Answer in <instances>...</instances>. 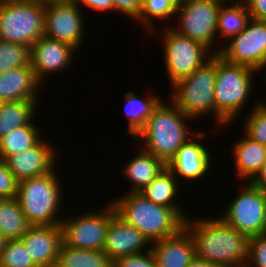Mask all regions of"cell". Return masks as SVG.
Returning a JSON list of instances; mask_svg holds the SVG:
<instances>
[{
    "label": "cell",
    "instance_id": "obj_1",
    "mask_svg": "<svg viewBox=\"0 0 266 267\" xmlns=\"http://www.w3.org/2000/svg\"><path fill=\"white\" fill-rule=\"evenodd\" d=\"M191 222L187 218L184 228L192 236L196 257L222 267H245L249 239L245 234L221 218Z\"/></svg>",
    "mask_w": 266,
    "mask_h": 267
},
{
    "label": "cell",
    "instance_id": "obj_2",
    "mask_svg": "<svg viewBox=\"0 0 266 267\" xmlns=\"http://www.w3.org/2000/svg\"><path fill=\"white\" fill-rule=\"evenodd\" d=\"M111 203L116 214L136 227L151 243L178 234L188 218L181 209L155 204L139 192H126Z\"/></svg>",
    "mask_w": 266,
    "mask_h": 267
},
{
    "label": "cell",
    "instance_id": "obj_3",
    "mask_svg": "<svg viewBox=\"0 0 266 267\" xmlns=\"http://www.w3.org/2000/svg\"><path fill=\"white\" fill-rule=\"evenodd\" d=\"M188 118L190 119L174 103L170 106L161 100L135 137L145 139L146 147L143 150L160 158L167 165L190 139L189 130L184 123Z\"/></svg>",
    "mask_w": 266,
    "mask_h": 267
},
{
    "label": "cell",
    "instance_id": "obj_4",
    "mask_svg": "<svg viewBox=\"0 0 266 267\" xmlns=\"http://www.w3.org/2000/svg\"><path fill=\"white\" fill-rule=\"evenodd\" d=\"M217 75V54L196 69L191 75L184 77L173 85L175 89L172 102L191 119L199 115L215 113L220 124L228 123L215 108L214 87Z\"/></svg>",
    "mask_w": 266,
    "mask_h": 267
},
{
    "label": "cell",
    "instance_id": "obj_5",
    "mask_svg": "<svg viewBox=\"0 0 266 267\" xmlns=\"http://www.w3.org/2000/svg\"><path fill=\"white\" fill-rule=\"evenodd\" d=\"M55 170L39 177L19 181L16 199L31 226L60 225V184ZM56 215V216H55Z\"/></svg>",
    "mask_w": 266,
    "mask_h": 267
},
{
    "label": "cell",
    "instance_id": "obj_6",
    "mask_svg": "<svg viewBox=\"0 0 266 267\" xmlns=\"http://www.w3.org/2000/svg\"><path fill=\"white\" fill-rule=\"evenodd\" d=\"M253 72L256 70L230 63L217 54L215 108L228 123L241 111L250 95Z\"/></svg>",
    "mask_w": 266,
    "mask_h": 267
},
{
    "label": "cell",
    "instance_id": "obj_7",
    "mask_svg": "<svg viewBox=\"0 0 266 267\" xmlns=\"http://www.w3.org/2000/svg\"><path fill=\"white\" fill-rule=\"evenodd\" d=\"M44 16V5L0 0V40L31 48L44 36Z\"/></svg>",
    "mask_w": 266,
    "mask_h": 267
},
{
    "label": "cell",
    "instance_id": "obj_8",
    "mask_svg": "<svg viewBox=\"0 0 266 267\" xmlns=\"http://www.w3.org/2000/svg\"><path fill=\"white\" fill-rule=\"evenodd\" d=\"M237 195L221 219L248 238L266 234V191L248 182Z\"/></svg>",
    "mask_w": 266,
    "mask_h": 267
},
{
    "label": "cell",
    "instance_id": "obj_9",
    "mask_svg": "<svg viewBox=\"0 0 266 267\" xmlns=\"http://www.w3.org/2000/svg\"><path fill=\"white\" fill-rule=\"evenodd\" d=\"M163 35L164 61L171 86L180 79L191 75L206 62L205 60H209L211 57L205 46L178 34L173 27H166Z\"/></svg>",
    "mask_w": 266,
    "mask_h": 267
},
{
    "label": "cell",
    "instance_id": "obj_10",
    "mask_svg": "<svg viewBox=\"0 0 266 267\" xmlns=\"http://www.w3.org/2000/svg\"><path fill=\"white\" fill-rule=\"evenodd\" d=\"M231 39L229 45L213 54L256 71L266 67V21L251 18L246 28Z\"/></svg>",
    "mask_w": 266,
    "mask_h": 267
},
{
    "label": "cell",
    "instance_id": "obj_11",
    "mask_svg": "<svg viewBox=\"0 0 266 267\" xmlns=\"http://www.w3.org/2000/svg\"><path fill=\"white\" fill-rule=\"evenodd\" d=\"M115 213L112 203L105 211L90 212L66 221L62 219V241L77 249L104 250L105 238L111 216Z\"/></svg>",
    "mask_w": 266,
    "mask_h": 267
},
{
    "label": "cell",
    "instance_id": "obj_12",
    "mask_svg": "<svg viewBox=\"0 0 266 267\" xmlns=\"http://www.w3.org/2000/svg\"><path fill=\"white\" fill-rule=\"evenodd\" d=\"M220 6L209 1L178 0L176 12L179 11V24L182 28L178 29L174 26L173 29L210 50L217 35Z\"/></svg>",
    "mask_w": 266,
    "mask_h": 267
},
{
    "label": "cell",
    "instance_id": "obj_13",
    "mask_svg": "<svg viewBox=\"0 0 266 267\" xmlns=\"http://www.w3.org/2000/svg\"><path fill=\"white\" fill-rule=\"evenodd\" d=\"M83 16L71 0H58L45 6L44 36L61 41L75 50L83 39Z\"/></svg>",
    "mask_w": 266,
    "mask_h": 267
},
{
    "label": "cell",
    "instance_id": "obj_14",
    "mask_svg": "<svg viewBox=\"0 0 266 267\" xmlns=\"http://www.w3.org/2000/svg\"><path fill=\"white\" fill-rule=\"evenodd\" d=\"M74 51L75 49L66 43L46 36L40 37L30 48V64L38 82L42 84L47 73L54 74L68 68Z\"/></svg>",
    "mask_w": 266,
    "mask_h": 267
},
{
    "label": "cell",
    "instance_id": "obj_15",
    "mask_svg": "<svg viewBox=\"0 0 266 267\" xmlns=\"http://www.w3.org/2000/svg\"><path fill=\"white\" fill-rule=\"evenodd\" d=\"M20 240L37 267H56L63 242L61 225L30 226Z\"/></svg>",
    "mask_w": 266,
    "mask_h": 267
},
{
    "label": "cell",
    "instance_id": "obj_16",
    "mask_svg": "<svg viewBox=\"0 0 266 267\" xmlns=\"http://www.w3.org/2000/svg\"><path fill=\"white\" fill-rule=\"evenodd\" d=\"M49 143L40 140L34 147L5 159L8 170L18 181L39 177L54 170L56 153Z\"/></svg>",
    "mask_w": 266,
    "mask_h": 267
},
{
    "label": "cell",
    "instance_id": "obj_17",
    "mask_svg": "<svg viewBox=\"0 0 266 267\" xmlns=\"http://www.w3.org/2000/svg\"><path fill=\"white\" fill-rule=\"evenodd\" d=\"M149 243L151 244L144 234L115 212L111 216L103 251L114 262L122 256L143 253L144 247Z\"/></svg>",
    "mask_w": 266,
    "mask_h": 267
},
{
    "label": "cell",
    "instance_id": "obj_18",
    "mask_svg": "<svg viewBox=\"0 0 266 267\" xmlns=\"http://www.w3.org/2000/svg\"><path fill=\"white\" fill-rule=\"evenodd\" d=\"M151 244L157 267H188L196 256L192 236L185 228L172 237Z\"/></svg>",
    "mask_w": 266,
    "mask_h": 267
},
{
    "label": "cell",
    "instance_id": "obj_19",
    "mask_svg": "<svg viewBox=\"0 0 266 267\" xmlns=\"http://www.w3.org/2000/svg\"><path fill=\"white\" fill-rule=\"evenodd\" d=\"M192 139L187 140L166 165L176 178L179 175L184 179L195 181L206 175L210 169L209 152L201 143Z\"/></svg>",
    "mask_w": 266,
    "mask_h": 267
},
{
    "label": "cell",
    "instance_id": "obj_20",
    "mask_svg": "<svg viewBox=\"0 0 266 267\" xmlns=\"http://www.w3.org/2000/svg\"><path fill=\"white\" fill-rule=\"evenodd\" d=\"M39 85L31 64L9 70L0 74V100L3 102L36 101Z\"/></svg>",
    "mask_w": 266,
    "mask_h": 267
},
{
    "label": "cell",
    "instance_id": "obj_21",
    "mask_svg": "<svg viewBox=\"0 0 266 267\" xmlns=\"http://www.w3.org/2000/svg\"><path fill=\"white\" fill-rule=\"evenodd\" d=\"M232 149L237 177L251 181L266 160V146L245 136Z\"/></svg>",
    "mask_w": 266,
    "mask_h": 267
},
{
    "label": "cell",
    "instance_id": "obj_22",
    "mask_svg": "<svg viewBox=\"0 0 266 267\" xmlns=\"http://www.w3.org/2000/svg\"><path fill=\"white\" fill-rule=\"evenodd\" d=\"M166 167V164L153 154L142 149L141 153L127 163L124 169L125 175L131 181L129 192H139Z\"/></svg>",
    "mask_w": 266,
    "mask_h": 267
},
{
    "label": "cell",
    "instance_id": "obj_23",
    "mask_svg": "<svg viewBox=\"0 0 266 267\" xmlns=\"http://www.w3.org/2000/svg\"><path fill=\"white\" fill-rule=\"evenodd\" d=\"M177 182L176 176L166 166L156 178L139 191V193L155 204L172 209H181L176 202H173L178 192Z\"/></svg>",
    "mask_w": 266,
    "mask_h": 267
},
{
    "label": "cell",
    "instance_id": "obj_24",
    "mask_svg": "<svg viewBox=\"0 0 266 267\" xmlns=\"http://www.w3.org/2000/svg\"><path fill=\"white\" fill-rule=\"evenodd\" d=\"M30 226L16 198L0 199V232L7 240L21 239Z\"/></svg>",
    "mask_w": 266,
    "mask_h": 267
},
{
    "label": "cell",
    "instance_id": "obj_25",
    "mask_svg": "<svg viewBox=\"0 0 266 267\" xmlns=\"http://www.w3.org/2000/svg\"><path fill=\"white\" fill-rule=\"evenodd\" d=\"M35 100L3 102L0 108V138L11 130L28 125L35 115Z\"/></svg>",
    "mask_w": 266,
    "mask_h": 267
},
{
    "label": "cell",
    "instance_id": "obj_26",
    "mask_svg": "<svg viewBox=\"0 0 266 267\" xmlns=\"http://www.w3.org/2000/svg\"><path fill=\"white\" fill-rule=\"evenodd\" d=\"M251 19L248 7L244 1H238L226 7L220 6L216 33L225 36L226 41L238 35L246 28Z\"/></svg>",
    "mask_w": 266,
    "mask_h": 267
},
{
    "label": "cell",
    "instance_id": "obj_27",
    "mask_svg": "<svg viewBox=\"0 0 266 267\" xmlns=\"http://www.w3.org/2000/svg\"><path fill=\"white\" fill-rule=\"evenodd\" d=\"M112 265L113 262L102 250L77 249L62 242L56 267H112Z\"/></svg>",
    "mask_w": 266,
    "mask_h": 267
},
{
    "label": "cell",
    "instance_id": "obj_28",
    "mask_svg": "<svg viewBox=\"0 0 266 267\" xmlns=\"http://www.w3.org/2000/svg\"><path fill=\"white\" fill-rule=\"evenodd\" d=\"M125 114L129 119L128 131L135 137L145 126L147 119L152 114L153 109L161 101L157 96L147 95L143 100L138 98L134 92H126Z\"/></svg>",
    "mask_w": 266,
    "mask_h": 267
},
{
    "label": "cell",
    "instance_id": "obj_29",
    "mask_svg": "<svg viewBox=\"0 0 266 267\" xmlns=\"http://www.w3.org/2000/svg\"><path fill=\"white\" fill-rule=\"evenodd\" d=\"M38 129L30 122L28 125L11 130L0 138V158L5 160L10 155L34 147L43 139Z\"/></svg>",
    "mask_w": 266,
    "mask_h": 267
},
{
    "label": "cell",
    "instance_id": "obj_30",
    "mask_svg": "<svg viewBox=\"0 0 266 267\" xmlns=\"http://www.w3.org/2000/svg\"><path fill=\"white\" fill-rule=\"evenodd\" d=\"M29 64V47L20 43L0 40V74Z\"/></svg>",
    "mask_w": 266,
    "mask_h": 267
},
{
    "label": "cell",
    "instance_id": "obj_31",
    "mask_svg": "<svg viewBox=\"0 0 266 267\" xmlns=\"http://www.w3.org/2000/svg\"><path fill=\"white\" fill-rule=\"evenodd\" d=\"M178 0H142V11L139 21L145 23L148 31L154 32V26L152 21L154 18H160L162 20L170 18L171 15L178 14L176 12ZM152 19V20H151Z\"/></svg>",
    "mask_w": 266,
    "mask_h": 267
},
{
    "label": "cell",
    "instance_id": "obj_32",
    "mask_svg": "<svg viewBox=\"0 0 266 267\" xmlns=\"http://www.w3.org/2000/svg\"><path fill=\"white\" fill-rule=\"evenodd\" d=\"M0 267H37L20 239L7 240L0 254Z\"/></svg>",
    "mask_w": 266,
    "mask_h": 267
},
{
    "label": "cell",
    "instance_id": "obj_33",
    "mask_svg": "<svg viewBox=\"0 0 266 267\" xmlns=\"http://www.w3.org/2000/svg\"><path fill=\"white\" fill-rule=\"evenodd\" d=\"M245 119L244 131L248 138L266 146V104L259 103Z\"/></svg>",
    "mask_w": 266,
    "mask_h": 267
},
{
    "label": "cell",
    "instance_id": "obj_34",
    "mask_svg": "<svg viewBox=\"0 0 266 267\" xmlns=\"http://www.w3.org/2000/svg\"><path fill=\"white\" fill-rule=\"evenodd\" d=\"M248 261L254 267H266V234L249 237L247 263Z\"/></svg>",
    "mask_w": 266,
    "mask_h": 267
},
{
    "label": "cell",
    "instance_id": "obj_35",
    "mask_svg": "<svg viewBox=\"0 0 266 267\" xmlns=\"http://www.w3.org/2000/svg\"><path fill=\"white\" fill-rule=\"evenodd\" d=\"M148 248L144 254L138 253L117 258L112 267H157L151 247Z\"/></svg>",
    "mask_w": 266,
    "mask_h": 267
},
{
    "label": "cell",
    "instance_id": "obj_36",
    "mask_svg": "<svg viewBox=\"0 0 266 267\" xmlns=\"http://www.w3.org/2000/svg\"><path fill=\"white\" fill-rule=\"evenodd\" d=\"M19 181L8 170L4 159L0 158V199L16 198Z\"/></svg>",
    "mask_w": 266,
    "mask_h": 267
},
{
    "label": "cell",
    "instance_id": "obj_37",
    "mask_svg": "<svg viewBox=\"0 0 266 267\" xmlns=\"http://www.w3.org/2000/svg\"><path fill=\"white\" fill-rule=\"evenodd\" d=\"M113 10L138 20L142 11V0H113Z\"/></svg>",
    "mask_w": 266,
    "mask_h": 267
},
{
    "label": "cell",
    "instance_id": "obj_38",
    "mask_svg": "<svg viewBox=\"0 0 266 267\" xmlns=\"http://www.w3.org/2000/svg\"><path fill=\"white\" fill-rule=\"evenodd\" d=\"M251 18L266 21V0H245Z\"/></svg>",
    "mask_w": 266,
    "mask_h": 267
},
{
    "label": "cell",
    "instance_id": "obj_39",
    "mask_svg": "<svg viewBox=\"0 0 266 267\" xmlns=\"http://www.w3.org/2000/svg\"><path fill=\"white\" fill-rule=\"evenodd\" d=\"M78 7L79 4L85 5L96 11H112L113 10V0H71Z\"/></svg>",
    "mask_w": 266,
    "mask_h": 267
},
{
    "label": "cell",
    "instance_id": "obj_40",
    "mask_svg": "<svg viewBox=\"0 0 266 267\" xmlns=\"http://www.w3.org/2000/svg\"><path fill=\"white\" fill-rule=\"evenodd\" d=\"M249 182L256 187L266 190V160L257 175Z\"/></svg>",
    "mask_w": 266,
    "mask_h": 267
},
{
    "label": "cell",
    "instance_id": "obj_41",
    "mask_svg": "<svg viewBox=\"0 0 266 267\" xmlns=\"http://www.w3.org/2000/svg\"><path fill=\"white\" fill-rule=\"evenodd\" d=\"M188 267H222V266L213 264L212 262L200 259L195 256L194 259L188 265Z\"/></svg>",
    "mask_w": 266,
    "mask_h": 267
},
{
    "label": "cell",
    "instance_id": "obj_42",
    "mask_svg": "<svg viewBox=\"0 0 266 267\" xmlns=\"http://www.w3.org/2000/svg\"><path fill=\"white\" fill-rule=\"evenodd\" d=\"M18 1L29 2L33 4H41V5L47 6L48 4H51L54 1H58V0H18Z\"/></svg>",
    "mask_w": 266,
    "mask_h": 267
},
{
    "label": "cell",
    "instance_id": "obj_43",
    "mask_svg": "<svg viewBox=\"0 0 266 267\" xmlns=\"http://www.w3.org/2000/svg\"><path fill=\"white\" fill-rule=\"evenodd\" d=\"M6 241L7 239L0 232V254H1L2 249L5 246Z\"/></svg>",
    "mask_w": 266,
    "mask_h": 267
},
{
    "label": "cell",
    "instance_id": "obj_44",
    "mask_svg": "<svg viewBox=\"0 0 266 267\" xmlns=\"http://www.w3.org/2000/svg\"><path fill=\"white\" fill-rule=\"evenodd\" d=\"M196 1H209V2H213V3H216V4H224L223 2L224 1H227V0H196Z\"/></svg>",
    "mask_w": 266,
    "mask_h": 267
},
{
    "label": "cell",
    "instance_id": "obj_45",
    "mask_svg": "<svg viewBox=\"0 0 266 267\" xmlns=\"http://www.w3.org/2000/svg\"><path fill=\"white\" fill-rule=\"evenodd\" d=\"M245 267H252V265L249 262L248 264L245 265Z\"/></svg>",
    "mask_w": 266,
    "mask_h": 267
},
{
    "label": "cell",
    "instance_id": "obj_46",
    "mask_svg": "<svg viewBox=\"0 0 266 267\" xmlns=\"http://www.w3.org/2000/svg\"><path fill=\"white\" fill-rule=\"evenodd\" d=\"M2 104H3V101H2V100H0V108H1Z\"/></svg>",
    "mask_w": 266,
    "mask_h": 267
}]
</instances>
